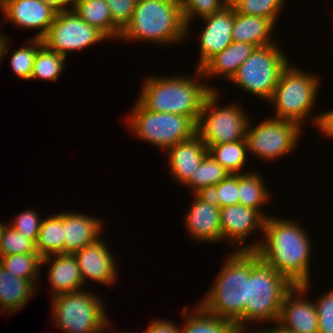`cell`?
<instances>
[{
	"instance_id": "obj_42",
	"label": "cell",
	"mask_w": 333,
	"mask_h": 333,
	"mask_svg": "<svg viewBox=\"0 0 333 333\" xmlns=\"http://www.w3.org/2000/svg\"><path fill=\"white\" fill-rule=\"evenodd\" d=\"M147 327L143 333H180L178 325L169 320H154Z\"/></svg>"
},
{
	"instance_id": "obj_7",
	"label": "cell",
	"mask_w": 333,
	"mask_h": 333,
	"mask_svg": "<svg viewBox=\"0 0 333 333\" xmlns=\"http://www.w3.org/2000/svg\"><path fill=\"white\" fill-rule=\"evenodd\" d=\"M100 299L84 289L51 297L53 324L65 333H105L111 324Z\"/></svg>"
},
{
	"instance_id": "obj_36",
	"label": "cell",
	"mask_w": 333,
	"mask_h": 333,
	"mask_svg": "<svg viewBox=\"0 0 333 333\" xmlns=\"http://www.w3.org/2000/svg\"><path fill=\"white\" fill-rule=\"evenodd\" d=\"M28 253H38L36 243L7 224L0 240V256Z\"/></svg>"
},
{
	"instance_id": "obj_22",
	"label": "cell",
	"mask_w": 333,
	"mask_h": 333,
	"mask_svg": "<svg viewBox=\"0 0 333 333\" xmlns=\"http://www.w3.org/2000/svg\"><path fill=\"white\" fill-rule=\"evenodd\" d=\"M257 47L251 43L235 42L226 47L222 52L213 56L202 68V73L207 81L212 77H221L228 82L236 74L238 68L251 56Z\"/></svg>"
},
{
	"instance_id": "obj_13",
	"label": "cell",
	"mask_w": 333,
	"mask_h": 333,
	"mask_svg": "<svg viewBox=\"0 0 333 333\" xmlns=\"http://www.w3.org/2000/svg\"><path fill=\"white\" fill-rule=\"evenodd\" d=\"M309 288L310 284L305 283L294 285L287 292L277 321L281 327L295 333H318V314L315 303L305 299Z\"/></svg>"
},
{
	"instance_id": "obj_8",
	"label": "cell",
	"mask_w": 333,
	"mask_h": 333,
	"mask_svg": "<svg viewBox=\"0 0 333 333\" xmlns=\"http://www.w3.org/2000/svg\"><path fill=\"white\" fill-rule=\"evenodd\" d=\"M126 117L130 132L141 141H146L166 151L177 143L196 134V122L189 116L153 112L145 109L137 100Z\"/></svg>"
},
{
	"instance_id": "obj_38",
	"label": "cell",
	"mask_w": 333,
	"mask_h": 333,
	"mask_svg": "<svg viewBox=\"0 0 333 333\" xmlns=\"http://www.w3.org/2000/svg\"><path fill=\"white\" fill-rule=\"evenodd\" d=\"M320 297L314 300L318 314V333H333V288Z\"/></svg>"
},
{
	"instance_id": "obj_4",
	"label": "cell",
	"mask_w": 333,
	"mask_h": 333,
	"mask_svg": "<svg viewBox=\"0 0 333 333\" xmlns=\"http://www.w3.org/2000/svg\"><path fill=\"white\" fill-rule=\"evenodd\" d=\"M293 286L255 251H249L248 302L237 326L248 328L254 321L276 323L284 297Z\"/></svg>"
},
{
	"instance_id": "obj_24",
	"label": "cell",
	"mask_w": 333,
	"mask_h": 333,
	"mask_svg": "<svg viewBox=\"0 0 333 333\" xmlns=\"http://www.w3.org/2000/svg\"><path fill=\"white\" fill-rule=\"evenodd\" d=\"M274 26L268 18L239 14L234 9L232 41L251 43L256 47L276 43L272 37Z\"/></svg>"
},
{
	"instance_id": "obj_20",
	"label": "cell",
	"mask_w": 333,
	"mask_h": 333,
	"mask_svg": "<svg viewBox=\"0 0 333 333\" xmlns=\"http://www.w3.org/2000/svg\"><path fill=\"white\" fill-rule=\"evenodd\" d=\"M103 231L102 220L79 212L64 213V253L74 254L96 242Z\"/></svg>"
},
{
	"instance_id": "obj_46",
	"label": "cell",
	"mask_w": 333,
	"mask_h": 333,
	"mask_svg": "<svg viewBox=\"0 0 333 333\" xmlns=\"http://www.w3.org/2000/svg\"><path fill=\"white\" fill-rule=\"evenodd\" d=\"M276 327L274 326L273 328H266V330L269 333H295L293 331H289L288 329H285L283 327H281L277 322L275 323Z\"/></svg>"
},
{
	"instance_id": "obj_27",
	"label": "cell",
	"mask_w": 333,
	"mask_h": 333,
	"mask_svg": "<svg viewBox=\"0 0 333 333\" xmlns=\"http://www.w3.org/2000/svg\"><path fill=\"white\" fill-rule=\"evenodd\" d=\"M36 249L42 258L64 253V212L42 220Z\"/></svg>"
},
{
	"instance_id": "obj_39",
	"label": "cell",
	"mask_w": 333,
	"mask_h": 333,
	"mask_svg": "<svg viewBox=\"0 0 333 333\" xmlns=\"http://www.w3.org/2000/svg\"><path fill=\"white\" fill-rule=\"evenodd\" d=\"M113 24L122 32L131 22L137 0H105Z\"/></svg>"
},
{
	"instance_id": "obj_11",
	"label": "cell",
	"mask_w": 333,
	"mask_h": 333,
	"mask_svg": "<svg viewBox=\"0 0 333 333\" xmlns=\"http://www.w3.org/2000/svg\"><path fill=\"white\" fill-rule=\"evenodd\" d=\"M249 120L246 134L248 153L259 159L275 161L291 153L301 137L302 127L299 124L272 118H265L260 124L252 125ZM254 126V127H253Z\"/></svg>"
},
{
	"instance_id": "obj_25",
	"label": "cell",
	"mask_w": 333,
	"mask_h": 333,
	"mask_svg": "<svg viewBox=\"0 0 333 333\" xmlns=\"http://www.w3.org/2000/svg\"><path fill=\"white\" fill-rule=\"evenodd\" d=\"M188 307L182 310L186 317L180 333H237L239 327L234 321L216 317L205 311L198 303L192 312ZM192 314H191V313Z\"/></svg>"
},
{
	"instance_id": "obj_50",
	"label": "cell",
	"mask_w": 333,
	"mask_h": 333,
	"mask_svg": "<svg viewBox=\"0 0 333 333\" xmlns=\"http://www.w3.org/2000/svg\"><path fill=\"white\" fill-rule=\"evenodd\" d=\"M3 0H0V10L2 8Z\"/></svg>"
},
{
	"instance_id": "obj_1",
	"label": "cell",
	"mask_w": 333,
	"mask_h": 333,
	"mask_svg": "<svg viewBox=\"0 0 333 333\" xmlns=\"http://www.w3.org/2000/svg\"><path fill=\"white\" fill-rule=\"evenodd\" d=\"M302 226L295 220L268 216L261 233L264 238L248 245V251H255L293 285L311 283L312 246L308 232Z\"/></svg>"
},
{
	"instance_id": "obj_37",
	"label": "cell",
	"mask_w": 333,
	"mask_h": 333,
	"mask_svg": "<svg viewBox=\"0 0 333 333\" xmlns=\"http://www.w3.org/2000/svg\"><path fill=\"white\" fill-rule=\"evenodd\" d=\"M34 210L22 211L20 214L16 215L13 219V223H8L14 230H16L21 235L33 240L35 243L38 238V233L43 220L39 219L40 216ZM39 216V217H38Z\"/></svg>"
},
{
	"instance_id": "obj_10",
	"label": "cell",
	"mask_w": 333,
	"mask_h": 333,
	"mask_svg": "<svg viewBox=\"0 0 333 333\" xmlns=\"http://www.w3.org/2000/svg\"><path fill=\"white\" fill-rule=\"evenodd\" d=\"M218 94L212 91L206 97L196 123V134L207 147L246 140L249 115L239 103L218 107Z\"/></svg>"
},
{
	"instance_id": "obj_30",
	"label": "cell",
	"mask_w": 333,
	"mask_h": 333,
	"mask_svg": "<svg viewBox=\"0 0 333 333\" xmlns=\"http://www.w3.org/2000/svg\"><path fill=\"white\" fill-rule=\"evenodd\" d=\"M66 58L43 44L35 56L30 80L56 81L65 69Z\"/></svg>"
},
{
	"instance_id": "obj_26",
	"label": "cell",
	"mask_w": 333,
	"mask_h": 333,
	"mask_svg": "<svg viewBox=\"0 0 333 333\" xmlns=\"http://www.w3.org/2000/svg\"><path fill=\"white\" fill-rule=\"evenodd\" d=\"M76 14L90 26L98 28L109 39L119 41L121 31L113 24L110 9L105 0H74Z\"/></svg>"
},
{
	"instance_id": "obj_51",
	"label": "cell",
	"mask_w": 333,
	"mask_h": 333,
	"mask_svg": "<svg viewBox=\"0 0 333 333\" xmlns=\"http://www.w3.org/2000/svg\"><path fill=\"white\" fill-rule=\"evenodd\" d=\"M111 333H112V331H111ZM115 333H117V332H115ZM118 333H123V332H118ZM124 333H133V332H124ZM141 333H143V331Z\"/></svg>"
},
{
	"instance_id": "obj_43",
	"label": "cell",
	"mask_w": 333,
	"mask_h": 333,
	"mask_svg": "<svg viewBox=\"0 0 333 333\" xmlns=\"http://www.w3.org/2000/svg\"><path fill=\"white\" fill-rule=\"evenodd\" d=\"M202 201L220 208V200H217V185L201 188L195 193Z\"/></svg>"
},
{
	"instance_id": "obj_40",
	"label": "cell",
	"mask_w": 333,
	"mask_h": 333,
	"mask_svg": "<svg viewBox=\"0 0 333 333\" xmlns=\"http://www.w3.org/2000/svg\"><path fill=\"white\" fill-rule=\"evenodd\" d=\"M238 196V174H229L217 184V200H220V208L237 205Z\"/></svg>"
},
{
	"instance_id": "obj_45",
	"label": "cell",
	"mask_w": 333,
	"mask_h": 333,
	"mask_svg": "<svg viewBox=\"0 0 333 333\" xmlns=\"http://www.w3.org/2000/svg\"><path fill=\"white\" fill-rule=\"evenodd\" d=\"M1 32L3 31H1L0 29V63H2L1 62L3 60L2 58H4V56L7 55L6 53L9 52L8 46H10L7 36H5L4 33L2 34Z\"/></svg>"
},
{
	"instance_id": "obj_48",
	"label": "cell",
	"mask_w": 333,
	"mask_h": 333,
	"mask_svg": "<svg viewBox=\"0 0 333 333\" xmlns=\"http://www.w3.org/2000/svg\"><path fill=\"white\" fill-rule=\"evenodd\" d=\"M7 224L8 223L5 224V222L4 223L0 222V240L2 238L3 230L5 229V227H6Z\"/></svg>"
},
{
	"instance_id": "obj_35",
	"label": "cell",
	"mask_w": 333,
	"mask_h": 333,
	"mask_svg": "<svg viewBox=\"0 0 333 333\" xmlns=\"http://www.w3.org/2000/svg\"><path fill=\"white\" fill-rule=\"evenodd\" d=\"M179 2L186 25V37H188L193 16L198 15L197 17L201 18L210 16L227 6L225 0H179Z\"/></svg>"
},
{
	"instance_id": "obj_41",
	"label": "cell",
	"mask_w": 333,
	"mask_h": 333,
	"mask_svg": "<svg viewBox=\"0 0 333 333\" xmlns=\"http://www.w3.org/2000/svg\"><path fill=\"white\" fill-rule=\"evenodd\" d=\"M313 125L327 138L333 139V110L313 116Z\"/></svg>"
},
{
	"instance_id": "obj_47",
	"label": "cell",
	"mask_w": 333,
	"mask_h": 333,
	"mask_svg": "<svg viewBox=\"0 0 333 333\" xmlns=\"http://www.w3.org/2000/svg\"><path fill=\"white\" fill-rule=\"evenodd\" d=\"M247 328H239V330L237 331V333H248L247 331ZM249 333H269L266 329L264 330V329H255V330H253V332H249Z\"/></svg>"
},
{
	"instance_id": "obj_29",
	"label": "cell",
	"mask_w": 333,
	"mask_h": 333,
	"mask_svg": "<svg viewBox=\"0 0 333 333\" xmlns=\"http://www.w3.org/2000/svg\"><path fill=\"white\" fill-rule=\"evenodd\" d=\"M265 184L262 176L255 171L238 174V204L258 210L267 218V214L265 215L261 210L262 205L269 201V194H271Z\"/></svg>"
},
{
	"instance_id": "obj_3",
	"label": "cell",
	"mask_w": 333,
	"mask_h": 333,
	"mask_svg": "<svg viewBox=\"0 0 333 333\" xmlns=\"http://www.w3.org/2000/svg\"><path fill=\"white\" fill-rule=\"evenodd\" d=\"M186 25L179 0H137L131 22L121 32L122 41L174 44L186 40Z\"/></svg>"
},
{
	"instance_id": "obj_2",
	"label": "cell",
	"mask_w": 333,
	"mask_h": 333,
	"mask_svg": "<svg viewBox=\"0 0 333 333\" xmlns=\"http://www.w3.org/2000/svg\"><path fill=\"white\" fill-rule=\"evenodd\" d=\"M196 69L193 78L175 74L170 77L149 76L137 101L150 111L189 116L197 123L206 97L218 90L207 83H198L204 75L201 69Z\"/></svg>"
},
{
	"instance_id": "obj_17",
	"label": "cell",
	"mask_w": 333,
	"mask_h": 333,
	"mask_svg": "<svg viewBox=\"0 0 333 333\" xmlns=\"http://www.w3.org/2000/svg\"><path fill=\"white\" fill-rule=\"evenodd\" d=\"M101 240L99 238L96 242L74 253L84 285L88 279L91 282L95 281L109 286L117 280L118 271L114 256L107 248L105 241Z\"/></svg>"
},
{
	"instance_id": "obj_19",
	"label": "cell",
	"mask_w": 333,
	"mask_h": 333,
	"mask_svg": "<svg viewBox=\"0 0 333 333\" xmlns=\"http://www.w3.org/2000/svg\"><path fill=\"white\" fill-rule=\"evenodd\" d=\"M166 152L168 153L169 172L173 179L181 185L190 179L195 169L208 154L207 146L197 134L186 141L169 147Z\"/></svg>"
},
{
	"instance_id": "obj_44",
	"label": "cell",
	"mask_w": 333,
	"mask_h": 333,
	"mask_svg": "<svg viewBox=\"0 0 333 333\" xmlns=\"http://www.w3.org/2000/svg\"><path fill=\"white\" fill-rule=\"evenodd\" d=\"M41 1L50 5L57 12L64 10H71L74 4V0H41Z\"/></svg>"
},
{
	"instance_id": "obj_14",
	"label": "cell",
	"mask_w": 333,
	"mask_h": 333,
	"mask_svg": "<svg viewBox=\"0 0 333 333\" xmlns=\"http://www.w3.org/2000/svg\"><path fill=\"white\" fill-rule=\"evenodd\" d=\"M0 11L4 19L14 26L39 30L32 37L37 39L46 36L57 13L41 0H4Z\"/></svg>"
},
{
	"instance_id": "obj_16",
	"label": "cell",
	"mask_w": 333,
	"mask_h": 333,
	"mask_svg": "<svg viewBox=\"0 0 333 333\" xmlns=\"http://www.w3.org/2000/svg\"><path fill=\"white\" fill-rule=\"evenodd\" d=\"M265 219L258 210L240 204L220 208L222 241L238 244L235 251H248L247 236L260 229L263 232Z\"/></svg>"
},
{
	"instance_id": "obj_6",
	"label": "cell",
	"mask_w": 333,
	"mask_h": 333,
	"mask_svg": "<svg viewBox=\"0 0 333 333\" xmlns=\"http://www.w3.org/2000/svg\"><path fill=\"white\" fill-rule=\"evenodd\" d=\"M290 64L281 72L278 85L268 102L274 106L272 118L293 121L301 126L312 113L317 100L320 76Z\"/></svg>"
},
{
	"instance_id": "obj_15",
	"label": "cell",
	"mask_w": 333,
	"mask_h": 333,
	"mask_svg": "<svg viewBox=\"0 0 333 333\" xmlns=\"http://www.w3.org/2000/svg\"><path fill=\"white\" fill-rule=\"evenodd\" d=\"M201 19H203L205 26L199 36L200 59L198 69H201L213 56L222 52L231 44L234 7L227 5L219 12Z\"/></svg>"
},
{
	"instance_id": "obj_9",
	"label": "cell",
	"mask_w": 333,
	"mask_h": 333,
	"mask_svg": "<svg viewBox=\"0 0 333 333\" xmlns=\"http://www.w3.org/2000/svg\"><path fill=\"white\" fill-rule=\"evenodd\" d=\"M283 52L277 42L257 47L230 82L253 96L269 101L281 72L289 64V58Z\"/></svg>"
},
{
	"instance_id": "obj_21",
	"label": "cell",
	"mask_w": 333,
	"mask_h": 333,
	"mask_svg": "<svg viewBox=\"0 0 333 333\" xmlns=\"http://www.w3.org/2000/svg\"><path fill=\"white\" fill-rule=\"evenodd\" d=\"M52 256H55V258ZM47 263L50 264L47 275L51 284L52 297L81 290L84 287L74 254L60 253L42 258V266Z\"/></svg>"
},
{
	"instance_id": "obj_32",
	"label": "cell",
	"mask_w": 333,
	"mask_h": 333,
	"mask_svg": "<svg viewBox=\"0 0 333 333\" xmlns=\"http://www.w3.org/2000/svg\"><path fill=\"white\" fill-rule=\"evenodd\" d=\"M230 173L207 154L190 179L184 184V187L190 188L195 194L201 188L217 185L225 179Z\"/></svg>"
},
{
	"instance_id": "obj_5",
	"label": "cell",
	"mask_w": 333,
	"mask_h": 333,
	"mask_svg": "<svg viewBox=\"0 0 333 333\" xmlns=\"http://www.w3.org/2000/svg\"><path fill=\"white\" fill-rule=\"evenodd\" d=\"M211 289L198 303L205 311L235 323L248 302L249 251H235L225 257Z\"/></svg>"
},
{
	"instance_id": "obj_49",
	"label": "cell",
	"mask_w": 333,
	"mask_h": 333,
	"mask_svg": "<svg viewBox=\"0 0 333 333\" xmlns=\"http://www.w3.org/2000/svg\"><path fill=\"white\" fill-rule=\"evenodd\" d=\"M238 0H225L226 5L233 6Z\"/></svg>"
},
{
	"instance_id": "obj_18",
	"label": "cell",
	"mask_w": 333,
	"mask_h": 333,
	"mask_svg": "<svg viewBox=\"0 0 333 333\" xmlns=\"http://www.w3.org/2000/svg\"><path fill=\"white\" fill-rule=\"evenodd\" d=\"M194 196L184 219L186 228L192 235L190 238L205 243L222 241L220 208L202 201L196 194Z\"/></svg>"
},
{
	"instance_id": "obj_34",
	"label": "cell",
	"mask_w": 333,
	"mask_h": 333,
	"mask_svg": "<svg viewBox=\"0 0 333 333\" xmlns=\"http://www.w3.org/2000/svg\"><path fill=\"white\" fill-rule=\"evenodd\" d=\"M285 2L286 0H238L233 7L239 14L268 18L275 24Z\"/></svg>"
},
{
	"instance_id": "obj_31",
	"label": "cell",
	"mask_w": 333,
	"mask_h": 333,
	"mask_svg": "<svg viewBox=\"0 0 333 333\" xmlns=\"http://www.w3.org/2000/svg\"><path fill=\"white\" fill-rule=\"evenodd\" d=\"M0 265L16 277L36 282L42 269V257L39 253L0 256Z\"/></svg>"
},
{
	"instance_id": "obj_23",
	"label": "cell",
	"mask_w": 333,
	"mask_h": 333,
	"mask_svg": "<svg viewBox=\"0 0 333 333\" xmlns=\"http://www.w3.org/2000/svg\"><path fill=\"white\" fill-rule=\"evenodd\" d=\"M34 281L10 274L0 265V309L8 314L21 310L36 293Z\"/></svg>"
},
{
	"instance_id": "obj_28",
	"label": "cell",
	"mask_w": 333,
	"mask_h": 333,
	"mask_svg": "<svg viewBox=\"0 0 333 333\" xmlns=\"http://www.w3.org/2000/svg\"><path fill=\"white\" fill-rule=\"evenodd\" d=\"M208 154L230 174H246L242 169L247 162L248 146L246 140L226 142L207 147Z\"/></svg>"
},
{
	"instance_id": "obj_12",
	"label": "cell",
	"mask_w": 333,
	"mask_h": 333,
	"mask_svg": "<svg viewBox=\"0 0 333 333\" xmlns=\"http://www.w3.org/2000/svg\"><path fill=\"white\" fill-rule=\"evenodd\" d=\"M106 39L102 31L90 26L71 9L56 13L43 43L66 57L69 51L82 50Z\"/></svg>"
},
{
	"instance_id": "obj_33",
	"label": "cell",
	"mask_w": 333,
	"mask_h": 333,
	"mask_svg": "<svg viewBox=\"0 0 333 333\" xmlns=\"http://www.w3.org/2000/svg\"><path fill=\"white\" fill-rule=\"evenodd\" d=\"M30 44L11 51L10 66L13 73L21 80H30L33 71L35 56L44 44L43 39L31 38Z\"/></svg>"
}]
</instances>
